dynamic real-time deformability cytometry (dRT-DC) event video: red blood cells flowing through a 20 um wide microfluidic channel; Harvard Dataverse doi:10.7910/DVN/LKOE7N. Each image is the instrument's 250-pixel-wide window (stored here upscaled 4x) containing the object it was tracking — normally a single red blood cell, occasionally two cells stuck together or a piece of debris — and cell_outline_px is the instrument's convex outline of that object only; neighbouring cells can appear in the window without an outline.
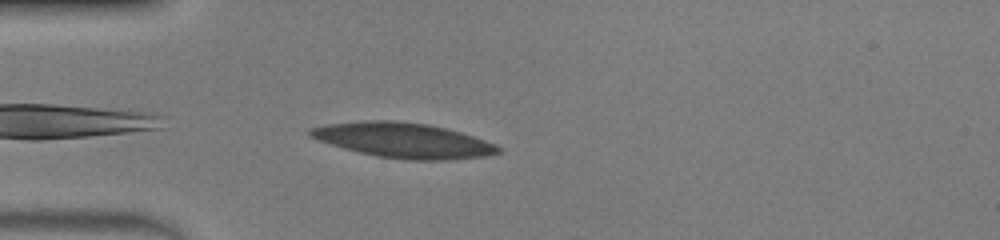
{"species": "human", "species_latin": "Homo sapiens", "temperature_condition": "warm", "stored_images_in_passage": 36, "camera_frame_rate_fps": 3000, "um_per_image_px": 0.085, "donor": {"sex": "male"}, "frame": {"image": 1, "passage_image": 1, "time_ms": 0.0, "image_size_px": [1000, 240], "cell_outline_px": [[500, 152], [488, 156], [444, 160], [412, 160], [376, 156], [344, 148], [308, 136], [308, 128], [328, 124], [368, 120], [396, 120], [428, 124], [460, 132], [496, 144], [500, 148]], "centroid_in_image_um": [34.29, 11.92], "position_along_channel_um": 50.7, "area_um2": 38.09}}
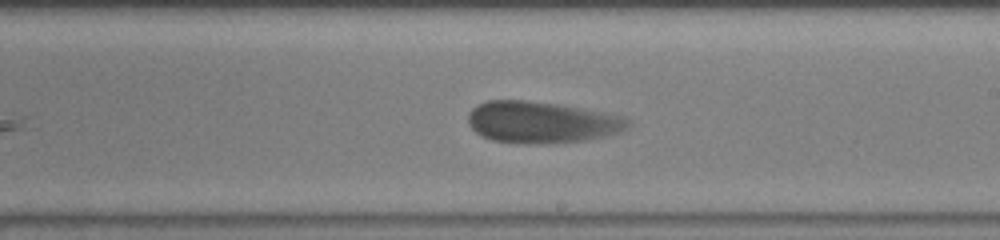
{"frame": {"image": 2, "passage_image": 16, "time_ms": 5.0, "image_size_px": [1000, 240], "cell_outline_px": [[632, 124], [628, 128], [616, 132], [600, 136], [580, 140], [544, 144], [492, 140], [476, 132], [468, 124], [468, 112], [476, 104], [488, 100], [524, 100], [556, 104], [624, 116]], "centroid_in_image_um": [45.98, 10.37], "position_along_channel_um": 243.0, "area_um2": 38.09}}
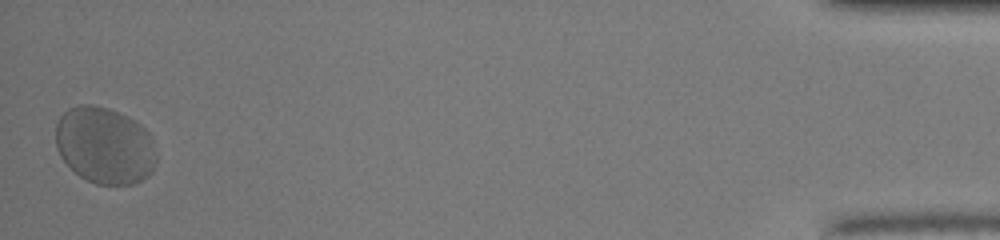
{"frame": {"image": 3, "passage_image": 36, "time_ms": 11.667, "image_size_px": [1000, 240], "cell_outline_px": [[156, 164], [152, 172], [148, 176], [132, 184], [96, 184], [80, 176], [60, 156], [56, 148], [56, 124], [60, 116], [68, 108], [80, 104], [92, 104], [108, 108], [140, 124], [152, 136], [156, 152]], "centroid_in_image_um": [8.9, 12.36], "position_along_channel_um": 426.3, "area_um2": 45.08}, "authors_computed_cell_mechanics": {"area_um2": 38.5815, "velocity_mm_per_s": 4.1078, "shape_relaxation_time_tau1_ms": 1.9715, "shape_relaxation_time_tau2_ms": 0.6714, "deformation_change_tau1": 0.0888, "deformation_change_tau2": 0.0682}}